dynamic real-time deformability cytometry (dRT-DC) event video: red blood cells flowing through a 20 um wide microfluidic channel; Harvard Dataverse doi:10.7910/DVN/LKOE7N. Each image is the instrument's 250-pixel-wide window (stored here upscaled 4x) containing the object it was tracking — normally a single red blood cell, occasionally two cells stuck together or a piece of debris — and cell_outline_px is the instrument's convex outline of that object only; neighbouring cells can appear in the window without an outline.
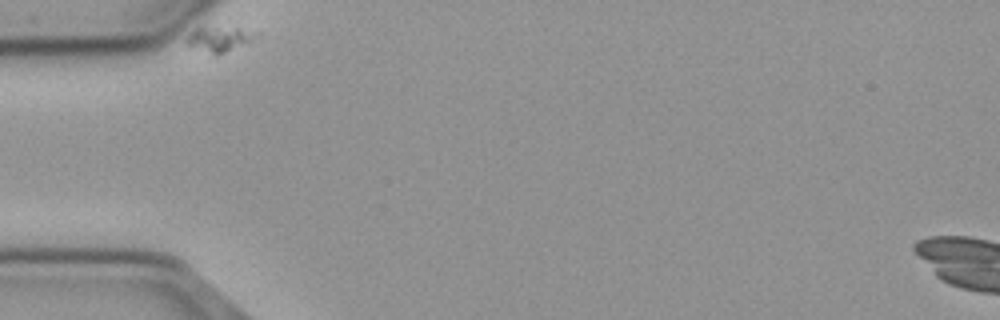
{"species": "common noctule bat (a hibernating species)", "species_latin": "Nyctalus noctula", "temperature_condition": "cold", "stored_images_in_passage": 38, "camera_frame_rate_fps": 3000, "um_per_image_px": 0.085, "animal": {"sex": "male", "body_mass_g": 23.1, "forearm_length_mm": 52.7}, "frame": {"image": 1, "passage_image": 1, "time_ms": 0.0, "image_size_px": [1000, 320], "cell_outline_px": [[256, 36], [252, 40], [216, 56], [184, 44], [184, 40], [200, 24], [204, 24], [236, 28]], "centroid_in_image_um": [18.45, 3.3], "position_along_channel_um": 66.6, "area_um2": 10.12}}
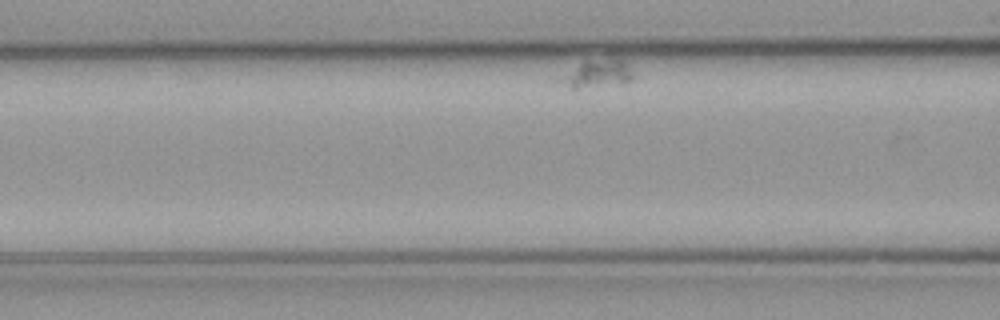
{"frame": {"image": 2, "passage_image": 8, "time_ms": 2.333, "image_size_px": [1000, 320], "cell_outline_px": [[632, 80], [576, 88], [572, 88], [552, 80], [584, 60], [624, 60], [628, 64], [632, 72]], "centroid_in_image_um": [50.63, 6.25], "position_along_channel_um": 116.0, "area_um2": 11.39}}
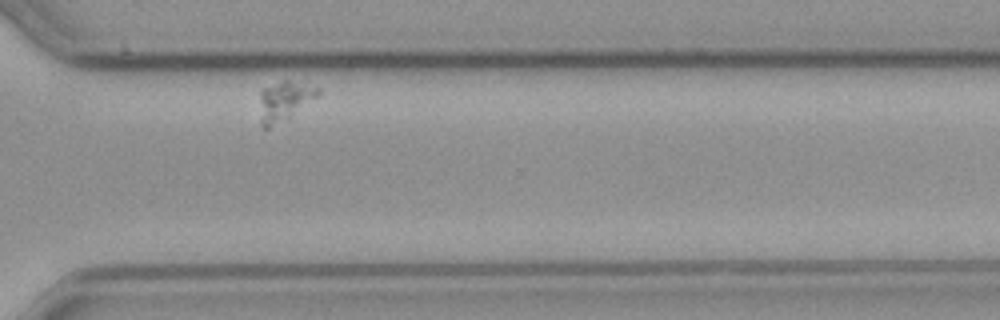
{"frame": {"image": 3, "passage_image": 35, "time_ms": 11.333, "image_size_px": [1000, 320], "cell_outline_px": [[320, 96], [288, 120], [268, 128], [264, 128], [260, 124], [260, 92], [264, 88], [284, 80], [288, 80], [320, 88]], "centroid_in_image_um": [24.21, 8.62], "position_along_channel_um": 346.4, "area_um2": 13.76}}